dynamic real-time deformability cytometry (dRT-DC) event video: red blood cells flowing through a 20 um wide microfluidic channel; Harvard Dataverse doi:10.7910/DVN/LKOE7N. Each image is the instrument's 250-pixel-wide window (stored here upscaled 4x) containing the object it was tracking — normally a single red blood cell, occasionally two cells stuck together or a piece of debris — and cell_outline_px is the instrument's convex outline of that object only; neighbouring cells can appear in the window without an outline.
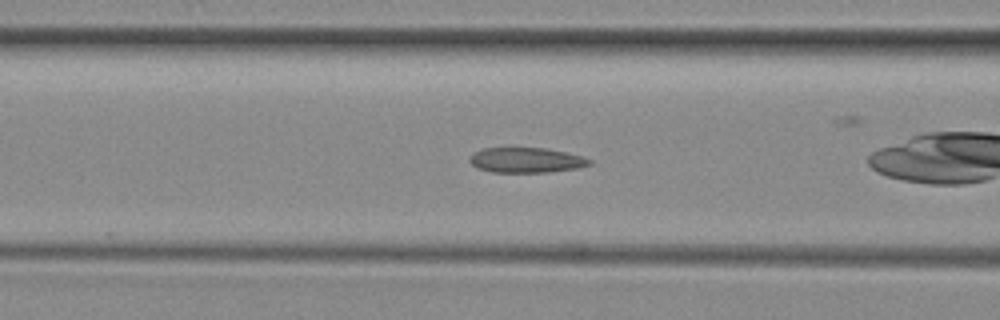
{"species": "common noctule bat (a hibernating species)", "species_latin": "Nyctalus noctula", "temperature_condition": "room temperature", "stored_images_in_passage": 48, "camera_frame_rate_fps": 3000, "um_per_image_px": 0.085, "animal": {"sex": "female", "body_mass_g": 29.2, "forearm_length_mm": 56.3}, "frame": {"image": 1, "passage_image": 16, "time_ms": 5.0, "image_size_px": [1000, 320], "cell_outline_px": [[592, 164], [580, 168], [548, 172], [492, 172], [476, 168], [468, 160], [468, 156], [472, 152], [484, 148], [548, 148], [580, 156], [592, 160]], "centroid_in_image_um": [44.69, 13.61], "position_along_channel_um": 121.9, "area_um2": 17.69}}
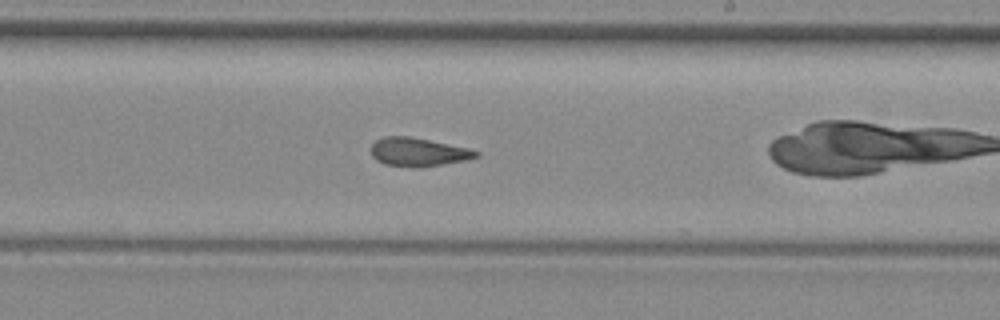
{"frame": {"image": 2, "passage_image": 26, "time_ms": 8.333, "image_size_px": [1000, 320], "cell_outline_px": [[480, 156], [468, 160], [420, 168], [412, 168], [384, 164], [376, 160], [372, 156], [368, 148], [376, 140], [384, 136], [412, 136], [468, 148], [480, 152]], "centroid_in_image_um": [35.53, 12.93], "position_along_channel_um": 253.5, "area_um2": 17.92}}
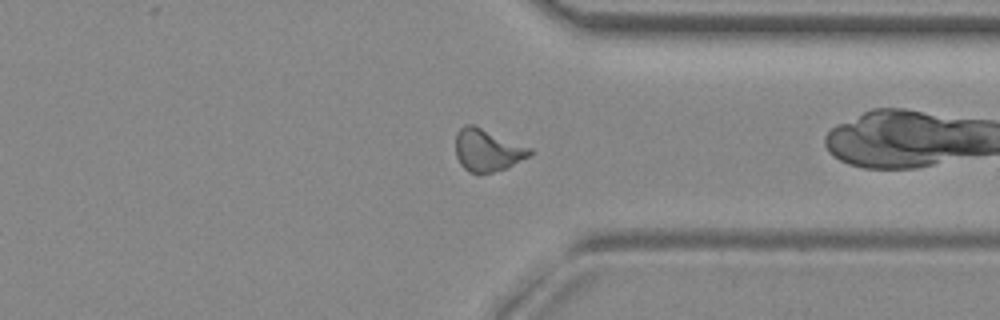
{"frame": {"image": 3, "passage_image": 35, "time_ms": 11.333, "image_size_px": [1000, 320], "cell_outline_px": [[532, 152], [528, 156], [504, 168], [480, 176], [468, 172], [460, 164], [456, 156], [456, 132], [464, 124], [472, 124], [532, 148]], "centroid_in_image_um": [41.37, 12.78], "position_along_channel_um": 370.0, "area_um2": 18.26}, "authors_computed_cell_mechanics": {"area_um2": 17.918, "velocity_mm_per_s": 3.9597, "shape_relaxation_time_tau1_ms": null, "shape_relaxation_time_tau2_ms": 2.8552, "deformation_change_tau1": null, "deformation_change_tau2": 0.0906}}